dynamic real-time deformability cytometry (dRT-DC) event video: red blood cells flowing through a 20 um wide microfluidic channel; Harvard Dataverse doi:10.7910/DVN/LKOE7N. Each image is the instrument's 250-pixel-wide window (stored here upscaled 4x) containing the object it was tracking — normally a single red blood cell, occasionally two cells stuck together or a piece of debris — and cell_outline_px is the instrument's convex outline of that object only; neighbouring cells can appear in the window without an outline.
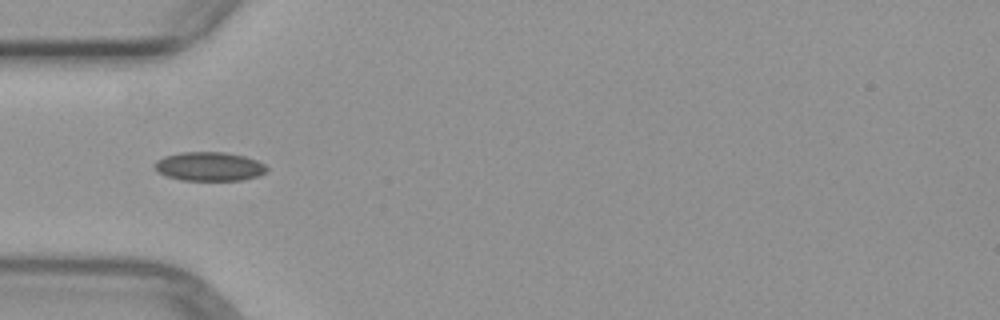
{"species": "common noctule bat (a hibernating species)", "species_latin": "Nyctalus noctula", "temperature_condition": "warm", "stored_images_in_passage": 6, "camera_frame_rate_fps": 3000, "um_per_image_px": 0.085, "animal": {"sex": "female", "body_mass_g": 29.2, "forearm_length_mm": 56.3}, "frame": {"image": 1, "passage_image": 5, "time_ms": 4.667, "image_size_px": [1000, 320], "cell_outline_px": [[268, 168], [264, 172], [256, 176], [240, 180], [180, 180], [156, 172], [152, 164], [156, 160], [164, 156], [180, 152], [224, 152], [244, 156], [256, 160], [264, 164]], "centroid_in_image_um": [17.72, 14.14], "position_along_channel_um": 67.3, "area_um2": 18.9}}
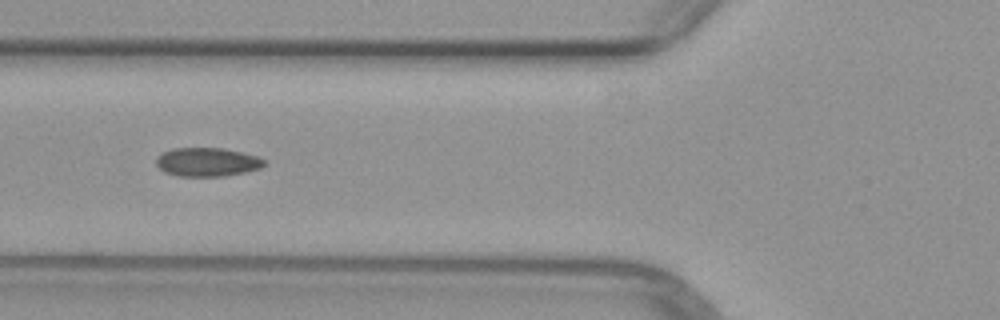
{"frame": {"image": 2, "passage_image": 6, "time_ms": 5.667, "image_size_px": [1000, 320], "cell_outline_px": [[264, 164], [260, 168], [244, 172], [224, 176], [180, 176], [164, 172], [156, 164], [156, 156], [172, 148], [224, 148], [256, 156], [264, 160]], "centroid_in_image_um": [17.57, 13.77], "position_along_channel_um": 108.2, "area_um2": 17.92}}